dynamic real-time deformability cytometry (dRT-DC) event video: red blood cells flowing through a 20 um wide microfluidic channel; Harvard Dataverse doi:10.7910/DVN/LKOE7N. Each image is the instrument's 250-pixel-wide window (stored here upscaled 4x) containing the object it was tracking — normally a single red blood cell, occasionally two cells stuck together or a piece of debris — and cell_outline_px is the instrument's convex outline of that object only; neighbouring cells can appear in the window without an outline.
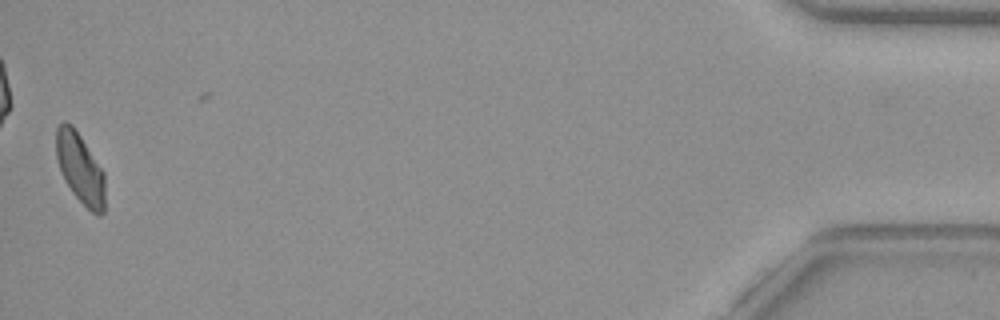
{"species": "common noctule bat (a hibernating species)", "species_latin": "Nyctalus noctula", "temperature_condition": "warm", "stored_images_in_passage": 36, "camera_frame_rate_fps": 3000, "um_per_image_px": 0.085, "animal": {"sex": "female", "body_mass_g": 29.2, "forearm_length_mm": 56.3}, "frame": {"image": 1, "passage_image": 35, "time_ms": 11.333, "image_size_px": [1000, 320], "cell_outline_px": [[104, 212], [100, 216], [92, 212], [72, 192], [64, 180], [60, 172], [56, 156], [56, 128], [64, 120], [72, 124], [104, 172]], "centroid_in_image_um": [6.79, 14.29], "position_along_channel_um": 428.4, "area_um2": 19.88}, "authors_computed_cell_mechanics": {"area_um2": 20.9814, "velocity_mm_per_s": 3.9694, "shape_relaxation_time_tau1_ms": null, "shape_relaxation_time_tau2_ms": 3.4399, "deformation_change_tau1": null, "deformation_change_tau2": 0.0699}}